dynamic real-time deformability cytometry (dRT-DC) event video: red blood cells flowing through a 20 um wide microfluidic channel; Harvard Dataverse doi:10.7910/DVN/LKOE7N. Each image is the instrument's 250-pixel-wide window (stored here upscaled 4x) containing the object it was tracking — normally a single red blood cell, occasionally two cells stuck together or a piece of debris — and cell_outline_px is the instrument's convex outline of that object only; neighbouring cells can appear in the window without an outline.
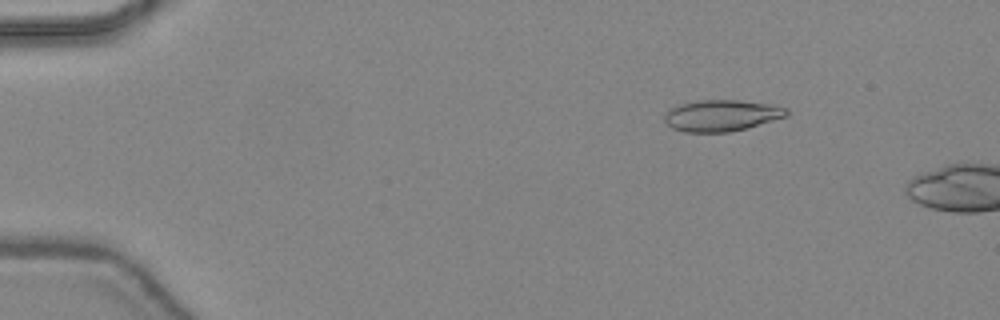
{"species": "common noctule bat (a hibernating species)", "species_latin": "Nyctalus noctula", "temperature_condition": "warm", "stored_images_in_passage": 8, "camera_frame_rate_fps": 3000, "um_per_image_px": 0.085, "animal": {"sex": "female", "body_mass_g": 24.6, "forearm_length_mm": 56.2}, "frame": {"image": 1, "passage_image": 5, "time_ms": 1.333, "image_size_px": [1000, 320], "cell_outline_px": [[788, 116], [744, 128], [728, 132], [684, 132], [672, 128], [664, 124], [664, 112], [676, 104], [696, 100], [740, 100], [768, 104], [788, 108]], "centroid_in_image_um": [61.25, 9.81], "position_along_channel_um": 23.8, "area_um2": 22.48}}